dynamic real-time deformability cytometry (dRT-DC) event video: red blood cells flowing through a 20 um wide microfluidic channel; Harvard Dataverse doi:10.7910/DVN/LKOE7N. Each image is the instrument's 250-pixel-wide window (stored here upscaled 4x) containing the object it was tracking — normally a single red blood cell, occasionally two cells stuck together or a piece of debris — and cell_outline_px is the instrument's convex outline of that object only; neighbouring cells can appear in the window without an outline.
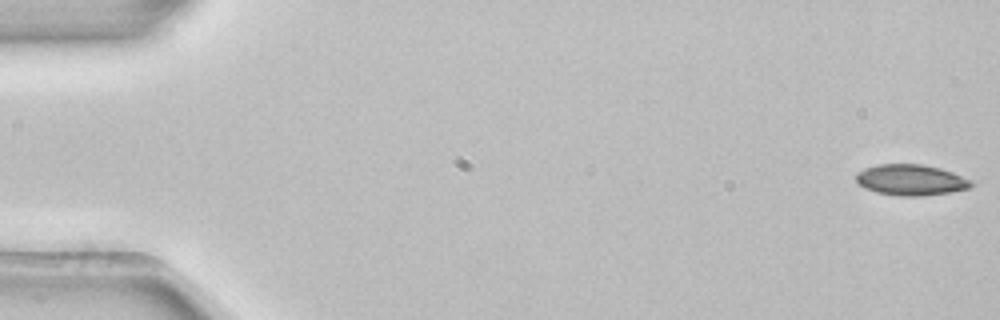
{"species": "common noctule bat (a hibernating species)", "species_latin": "Nyctalus noctula", "temperature_condition": "room temperature", "stored_images_in_passage": 6, "camera_frame_rate_fps": 3000, "um_per_image_px": 0.085, "animal": {"sex": "female", "body_mass_g": 22.7, "forearm_length_mm": 54.2}, "frame": {"image": 1, "passage_image": 1, "time_ms": 0.0, "image_size_px": [1000, 320], "cell_outline_px": [[972, 184], [968, 188], [952, 192], [924, 196], [900, 196], [876, 192], [860, 184], [856, 180], [856, 172], [864, 168], [876, 164], [924, 164], [940, 168], [952, 172], [972, 180]], "centroid_in_image_um": [77.43, 15.29], "position_along_channel_um": 7.6, "area_um2": 20.75}}